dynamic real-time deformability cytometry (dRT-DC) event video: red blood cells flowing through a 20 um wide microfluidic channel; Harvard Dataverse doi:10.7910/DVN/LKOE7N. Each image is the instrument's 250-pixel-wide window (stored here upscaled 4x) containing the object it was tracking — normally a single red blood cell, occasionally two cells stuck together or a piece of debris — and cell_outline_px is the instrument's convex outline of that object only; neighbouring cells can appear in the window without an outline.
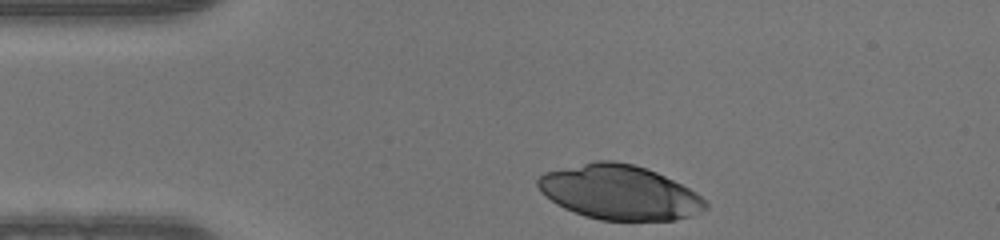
{"species": "human", "species_latin": "Homo sapiens", "temperature_condition": "warm", "stored_images_in_passage": 31, "camera_frame_rate_fps": 3000, "um_per_image_px": 0.085, "donor": {"sex": "male"}, "frame": {"image": 1, "passage_image": 1, "time_ms": 0.0, "image_size_px": [1000, 240], "cell_outline_px": [[708, 208], [692, 216], [676, 220], [600, 220], [584, 216], [564, 208], [556, 204], [540, 192], [536, 184], [536, 180], [544, 172], [596, 160], [612, 160], [632, 164], [656, 172], [696, 192], [708, 204]], "centroid_in_image_um": [52.62, 16.36], "position_along_channel_um": 32.4, "area_um2": 53.23}}
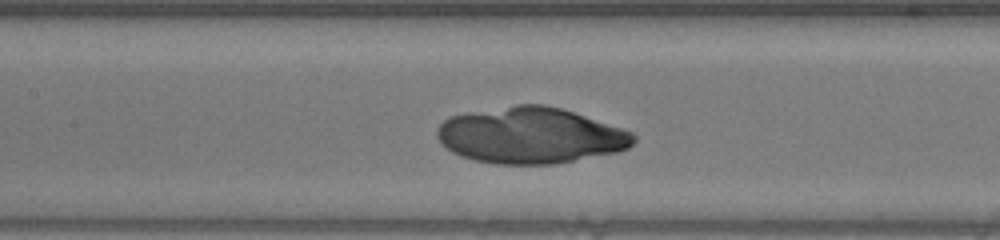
{"frame": {"image": 2, "passage_image": 14, "time_ms": 4.333, "image_size_px": [1000, 240], "cell_outline_px": [[636, 140], [628, 148], [620, 152], [556, 164], [496, 164], [472, 160], [460, 156], [452, 152], [436, 136], [436, 132], [440, 124], [448, 116], [468, 112], [516, 104], [544, 104], [560, 108], [632, 132], [636, 136]], "centroid_in_image_um": [45.08, 11.52], "position_along_channel_um": 162.3, "area_um2": 64.33}}
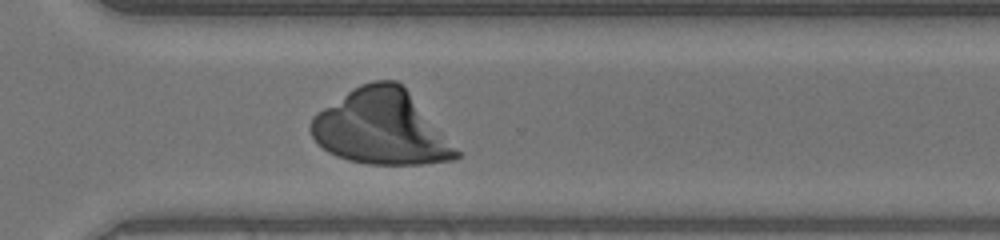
{"frame": {"image": 3, "passage_image": 27, "time_ms": 8.667, "image_size_px": [1000, 240], "cell_outline_px": [[460, 156], [456, 160], [420, 164], [368, 164], [348, 160], [336, 156], [328, 152], [316, 144], [308, 128], [312, 116], [316, 112], [352, 88], [360, 84], [372, 80], [396, 80], [408, 92], [460, 152]], "centroid_in_image_um": [32.34, 10.85], "position_along_channel_um": 338.3, "area_um2": 62.94}}